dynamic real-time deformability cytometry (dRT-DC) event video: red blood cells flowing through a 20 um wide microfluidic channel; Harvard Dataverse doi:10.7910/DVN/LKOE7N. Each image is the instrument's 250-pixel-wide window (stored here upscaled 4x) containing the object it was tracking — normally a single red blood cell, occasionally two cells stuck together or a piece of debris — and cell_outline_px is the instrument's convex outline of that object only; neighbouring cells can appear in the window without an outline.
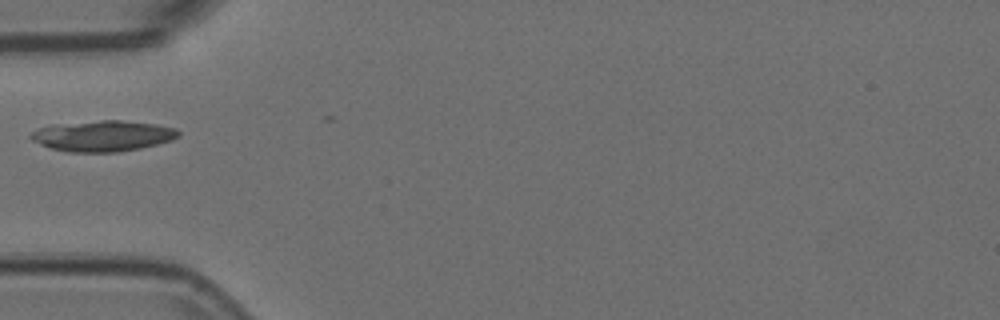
{"species": "Egyptian fruit bat (a non-hibernating species)", "species_latin": "Rousettus aegyptiacus", "temperature_condition": "room temperature", "stored_images_in_passage": 12, "camera_frame_rate_fps": 3000, "um_per_image_px": 0.085, "animal": {"sex": "female"}, "frame": {"image": 1, "passage_image": 1, "time_ms": 0.0, "image_size_px": [1000, 320], "cell_outline_px": [[180, 136], [172, 140], [140, 148], [116, 152], [68, 152], [52, 148], [40, 144], [32, 140], [28, 136], [36, 128], [52, 124], [100, 120], [120, 120], [156, 124], [176, 128], [180, 132]], "centroid_in_image_um": [8.72, 11.54], "position_along_channel_um": 76.3, "area_um2": 26.65}}
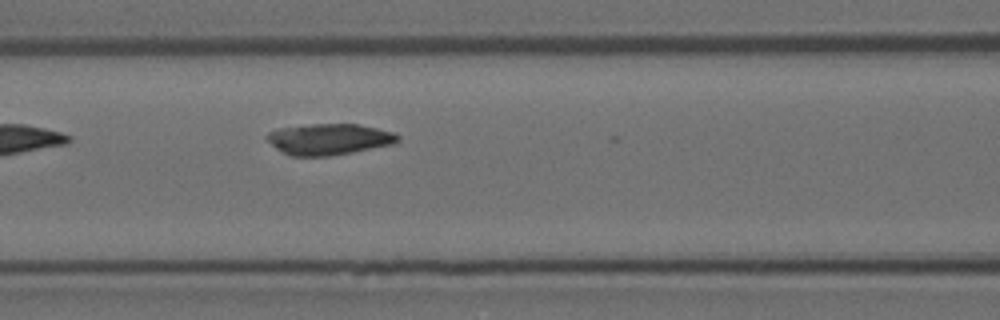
{"frame": {"image": 2, "passage_image": 6, "time_ms": 1.667, "image_size_px": [1000, 320], "cell_outline_px": [[400, 140], [392, 144], [352, 152], [328, 156], [292, 156], [276, 148], [264, 136], [268, 132], [280, 128], [312, 124], [356, 124], [376, 128], [392, 132], [400, 136]], "centroid_in_image_um": [27.96, 11.83], "position_along_channel_um": 138.6, "area_um2": 23.47}}
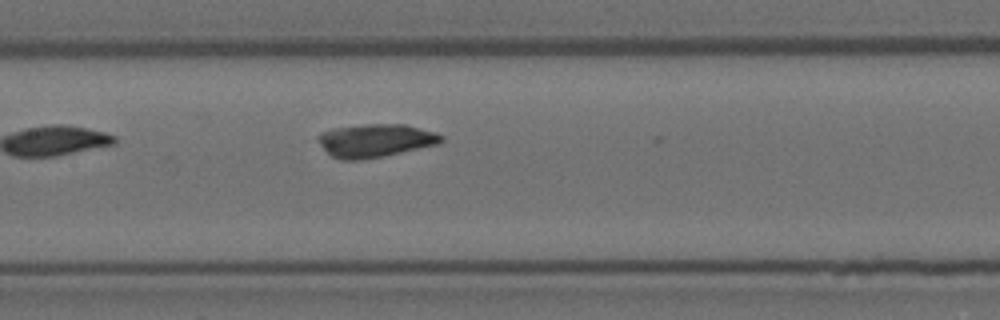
{"frame": {"image": 3, "passage_image": 9, "time_ms": 2.667, "image_size_px": [1000, 320], "cell_outline_px": [[444, 140], [440, 144], [384, 156], [360, 160], [340, 160], [332, 156], [316, 140], [316, 136], [320, 132], [332, 128], [368, 124], [404, 124], [436, 132], [444, 136]], "centroid_in_image_um": [31.91, 11.94], "position_along_channel_um": 175.5, "area_um2": 24.04}}